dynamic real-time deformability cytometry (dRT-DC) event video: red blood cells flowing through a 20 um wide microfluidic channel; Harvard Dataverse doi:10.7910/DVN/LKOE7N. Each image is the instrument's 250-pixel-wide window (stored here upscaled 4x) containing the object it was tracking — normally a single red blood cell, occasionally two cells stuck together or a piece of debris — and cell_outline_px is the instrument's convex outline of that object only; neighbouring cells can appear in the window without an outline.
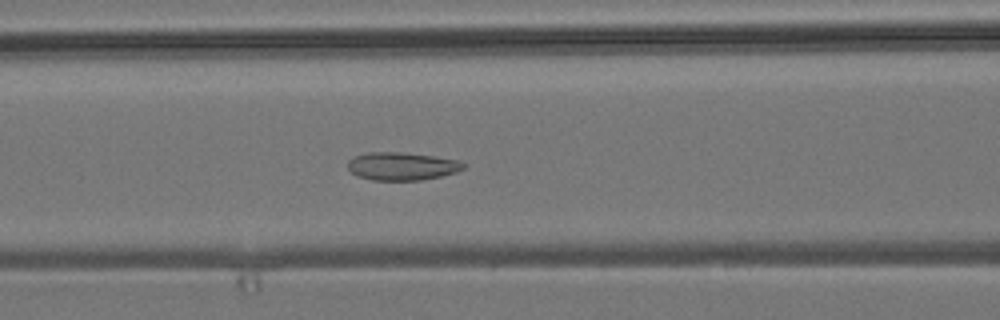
{"species": "common noctule bat (a hibernating species)", "species_latin": "Nyctalus noctula", "temperature_condition": "room temperature", "stored_images_in_passage": 54, "camera_frame_rate_fps": 3000, "um_per_image_px": 0.085, "animal": {"sex": "male", "body_mass_g": 19.2, "forearm_length_mm": 51.8}, "frame": {"image": 1, "passage_image": 23, "time_ms": 7.333, "image_size_px": [1000, 320], "cell_outline_px": [[468, 164], [464, 168], [456, 172], [440, 176], [420, 180], [372, 180], [356, 176], [348, 168], [348, 160], [356, 156], [368, 152], [400, 152], [436, 156], [460, 160]], "centroid_in_image_um": [34.19, 14.12], "position_along_channel_um": 132.4, "area_um2": 18.96}}
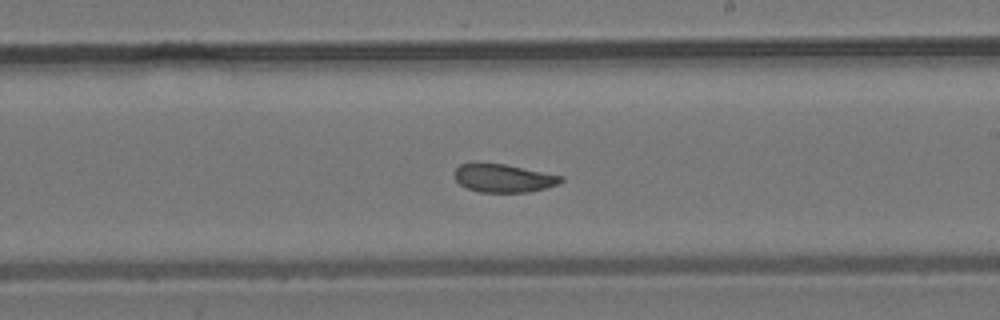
{"frame": {"image": 2, "passage_image": 32, "time_ms": 10.333, "image_size_px": [1000, 320], "cell_outline_px": [[564, 180], [556, 184], [544, 188], [528, 192], [480, 192], [468, 188], [460, 184], [456, 180], [456, 168], [460, 164], [504, 164], [564, 176]], "centroid_in_image_um": [42.83, 15.15], "position_along_channel_um": 246.2, "area_um2": 17.05}}
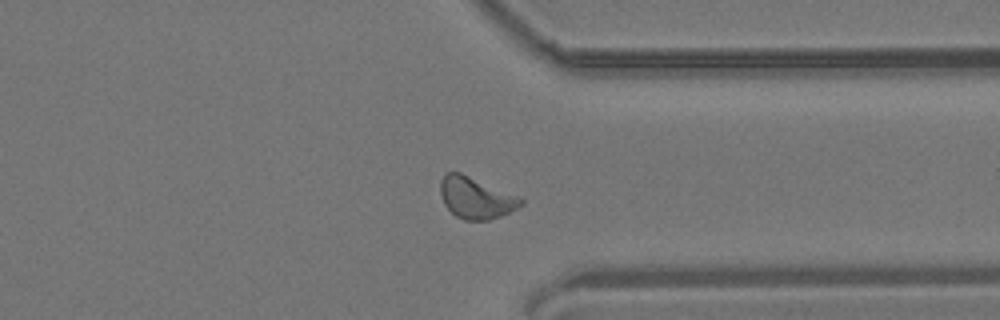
{"frame": {"image": 3, "passage_image": 42, "time_ms": 13.667, "image_size_px": [1000, 320], "cell_outline_px": [[524, 204], [500, 216], [488, 220], [464, 220], [456, 216], [444, 204], [440, 192], [440, 180], [444, 172], [460, 172], [520, 196], [524, 200]], "centroid_in_image_um": [40.45, 16.8], "position_along_channel_um": 371.0, "area_um2": 19.54}, "authors_computed_cell_mechanics": {"area_um2": 19.0451, "velocity_mm_per_s": 3.8071, "shape_relaxation_time_tau1_ms": null, "shape_relaxation_time_tau2_ms": 2.7559, "deformation_change_tau1": null, "deformation_change_tau2": 0.0815}}